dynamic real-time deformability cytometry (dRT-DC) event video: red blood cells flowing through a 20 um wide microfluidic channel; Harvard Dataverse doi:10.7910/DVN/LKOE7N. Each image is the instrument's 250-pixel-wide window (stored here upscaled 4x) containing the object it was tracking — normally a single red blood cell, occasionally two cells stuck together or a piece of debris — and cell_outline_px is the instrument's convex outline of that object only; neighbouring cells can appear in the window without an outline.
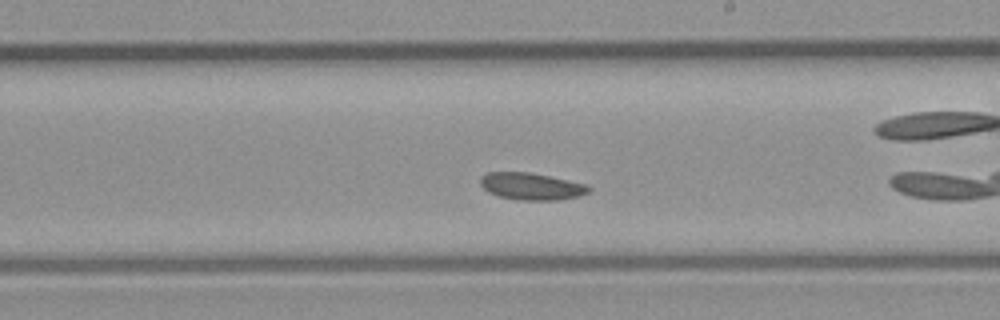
{"species": "common noctule bat (a hibernating species)", "species_latin": "Nyctalus noctula", "temperature_condition": "room temperature", "stored_images_in_passage": 13, "camera_frame_rate_fps": 3000, "um_per_image_px": 0.085, "animal": {"sex": "male", "body_mass_g": 23.1, "forearm_length_mm": 52.7}, "frame": {"image": 1, "passage_image": 11, "time_ms": 3.333, "image_size_px": [1000, 320], "cell_outline_px": [[592, 188], [588, 192], [580, 196], [560, 200], [516, 200], [496, 196], [488, 192], [480, 184], [480, 176], [488, 172], [528, 172], [588, 184]], "centroid_in_image_um": [45.16, 15.85], "position_along_channel_um": 243.8, "area_um2": 17.28}}